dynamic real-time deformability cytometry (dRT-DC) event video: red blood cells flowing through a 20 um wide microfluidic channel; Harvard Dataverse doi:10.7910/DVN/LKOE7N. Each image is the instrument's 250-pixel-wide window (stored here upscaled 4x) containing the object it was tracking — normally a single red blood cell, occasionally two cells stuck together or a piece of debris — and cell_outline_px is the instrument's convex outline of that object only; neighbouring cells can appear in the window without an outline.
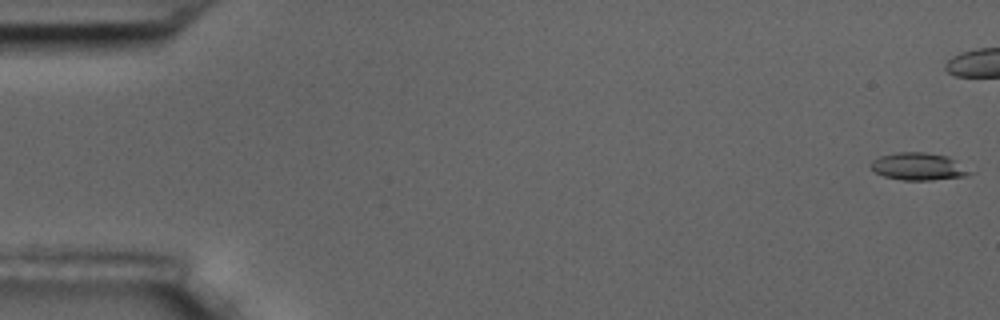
{"species": "common noctule bat (a hibernating species)", "species_latin": "Nyctalus noctula", "temperature_condition": "room temperature", "stored_images_in_passage": 8, "camera_frame_rate_fps": 3000, "um_per_image_px": 0.085, "animal": {"sex": "male", "body_mass_g": 17.5, "forearm_length_mm": 52.3}, "frame": {"image": 1, "passage_image": 1, "time_ms": 0.0, "image_size_px": [1000, 320], "cell_outline_px": [[976, 172], [968, 176], [932, 180], [904, 180], [884, 176], [876, 172], [872, 168], [872, 160], [880, 156], [896, 152], [924, 152], [948, 156]], "centroid_in_image_um": [78.15, 14.15], "position_along_channel_um": 6.9, "area_um2": 15.9}}